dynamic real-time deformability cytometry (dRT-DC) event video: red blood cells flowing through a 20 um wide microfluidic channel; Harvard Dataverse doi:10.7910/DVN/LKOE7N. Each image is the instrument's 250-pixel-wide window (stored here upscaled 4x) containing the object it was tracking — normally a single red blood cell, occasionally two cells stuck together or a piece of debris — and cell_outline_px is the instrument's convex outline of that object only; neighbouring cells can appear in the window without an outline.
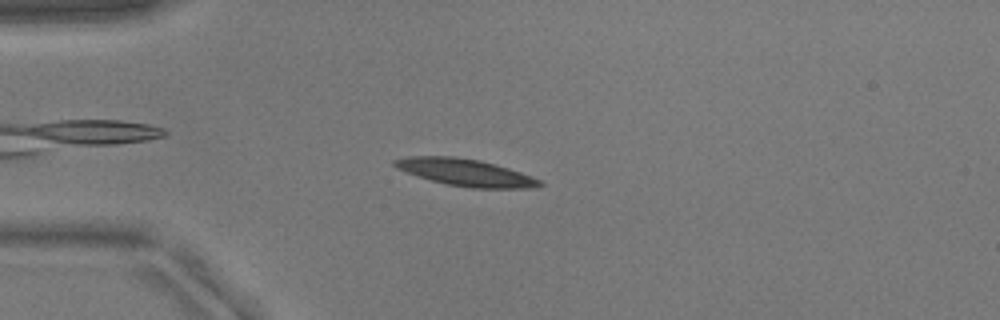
{"species": "common noctule bat (a hibernating species)", "species_latin": "Nyctalus noctula", "temperature_condition": "warm", "stored_images_in_passage": 49, "camera_frame_rate_fps": 3000, "um_per_image_px": 0.085, "animal": {"sex": "male", "body_mass_g": 17.9}, "frame": {"image": 1, "passage_image": 10, "time_ms": 3.0, "image_size_px": [1000, 320], "cell_outline_px": [[544, 184], [536, 188], [472, 188], [448, 184], [432, 180], [396, 168], [392, 164], [392, 160], [408, 156], [452, 156], [480, 160], [508, 168], [532, 176], [540, 180]], "centroid_in_image_um": [39.59, 14.65], "position_along_channel_um": 45.4, "area_um2": 22.66}}
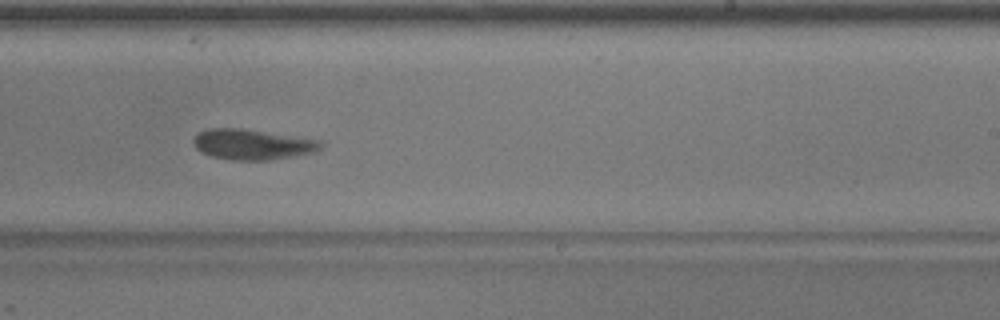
{"frame": {"image": 2, "passage_image": 29, "time_ms": 9.333, "image_size_px": [1000, 320], "cell_outline_px": [[324, 144], [320, 148], [312, 152], [272, 160], [232, 160], [212, 156], [196, 148], [192, 144], [192, 140], [200, 132], [208, 128], [240, 128], [320, 140]], "centroid_in_image_um": [21.43, 12.27], "position_along_channel_um": 267.6, "area_um2": 22.31}}
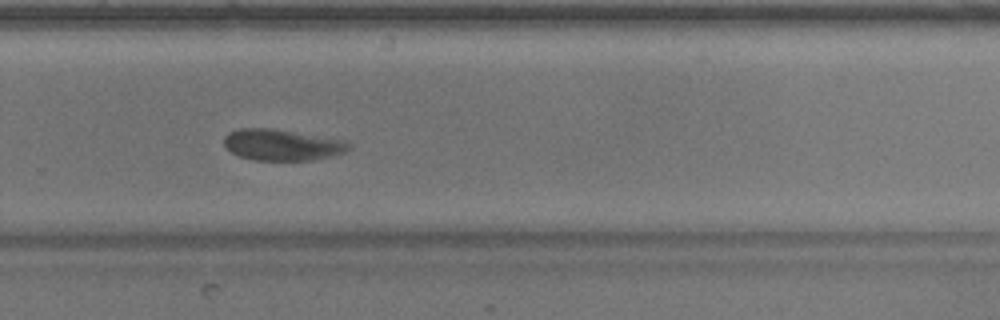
{"frame": {"image": 3, "passage_image": 32, "time_ms": 10.333, "image_size_px": [1000, 320], "cell_outline_px": [[352, 148], [344, 152], [332, 156], [312, 160], [256, 160], [240, 156], [232, 152], [224, 144], [224, 136], [228, 132], [240, 128], [272, 128], [344, 140], [352, 144]], "centroid_in_image_um": [23.99, 12.31], "position_along_channel_um": 305.8, "area_um2": 22.66}}